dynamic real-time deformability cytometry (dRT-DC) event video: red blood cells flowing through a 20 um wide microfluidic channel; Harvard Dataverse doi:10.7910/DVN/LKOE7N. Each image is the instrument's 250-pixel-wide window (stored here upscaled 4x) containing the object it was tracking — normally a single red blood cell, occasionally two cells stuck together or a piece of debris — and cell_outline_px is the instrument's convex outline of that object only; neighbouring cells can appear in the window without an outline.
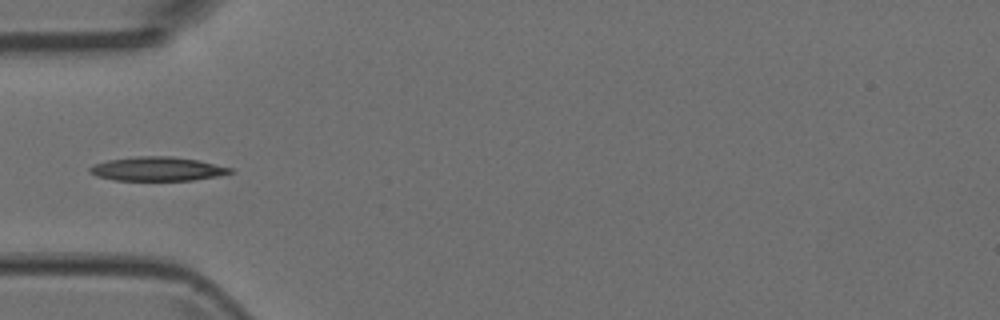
{"species": "Egyptian fruit bat (a non-hibernating species)", "species_latin": "Rousettus aegyptiacus", "temperature_condition": "room temperature", "stored_images_in_passage": 2, "camera_frame_rate_fps": 3000, "um_per_image_px": 0.085, "animal": {"sex": "female"}, "frame": {"image": 1, "passage_image": 1, "time_ms": 0.0, "image_size_px": [1000, 320], "cell_outline_px": [[236, 172], [220, 176], [192, 180], [112, 180], [96, 176], [88, 172], [88, 168], [96, 164], [108, 160], [136, 156], [172, 156], [196, 160], [232, 168]], "centroid_in_image_um": [13.38, 14.36], "position_along_channel_um": 71.6, "area_um2": 19.65}}
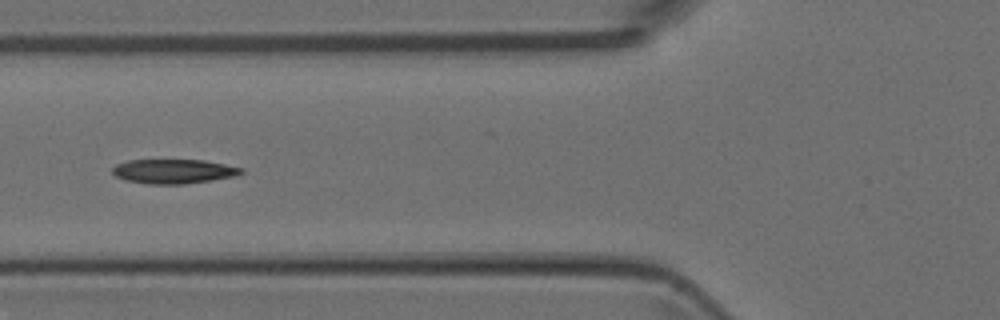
{"frame": {"image": 2, "passage_image": 2, "time_ms": 0.333, "image_size_px": [1000, 320], "cell_outline_px": [[244, 172], [236, 176], [212, 180], [184, 184], [148, 184], [124, 180], [116, 176], [112, 172], [112, 168], [116, 164], [128, 160], [204, 160], [244, 168]], "centroid_in_image_um": [14.76, 14.56], "position_along_channel_um": 111.0, "area_um2": 18.38}}